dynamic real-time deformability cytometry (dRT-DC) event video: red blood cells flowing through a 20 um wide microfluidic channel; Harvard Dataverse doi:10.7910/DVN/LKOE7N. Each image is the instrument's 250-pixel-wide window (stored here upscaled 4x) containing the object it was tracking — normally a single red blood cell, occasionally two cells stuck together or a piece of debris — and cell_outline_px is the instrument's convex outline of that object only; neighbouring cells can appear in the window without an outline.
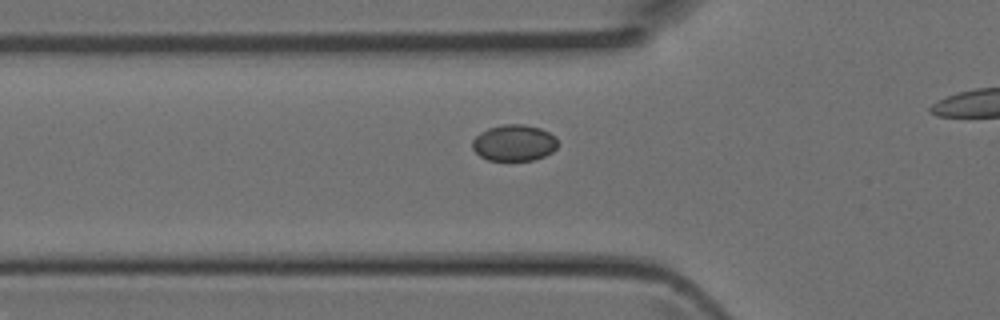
{"species": "Egyptian fruit bat (a non-hibernating species)", "species_latin": "Rousettus aegyptiacus", "temperature_condition": "room temperature", "stored_images_in_passage": 32, "camera_frame_rate_fps": 3000, "um_per_image_px": 0.085, "animal": {"sex": "female"}, "frame": {"image": 1, "passage_image": 11, "time_ms": 3.333, "image_size_px": [1000, 320], "cell_outline_px": [[556, 148], [552, 152], [544, 156], [532, 160], [488, 160], [480, 156], [472, 148], [472, 140], [480, 132], [488, 128], [504, 124], [524, 124], [540, 128], [556, 136]], "centroid_in_image_um": [43.68, 12.13], "position_along_channel_um": 82.1, "area_um2": 18.03}}
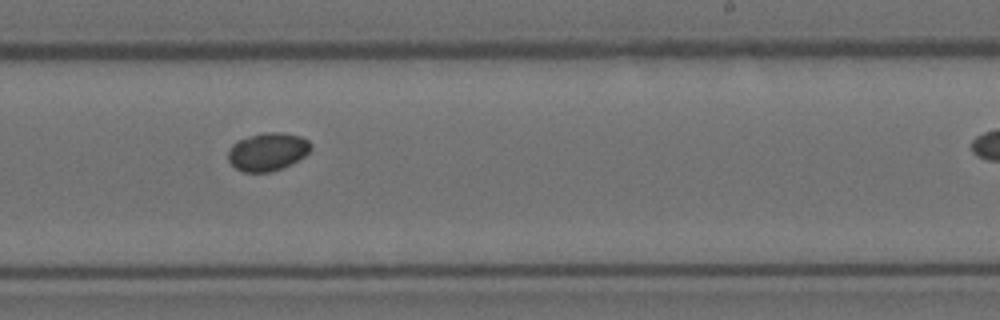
{"frame": {"image": 2, "passage_image": 23, "time_ms": 7.333, "image_size_px": [1000, 320], "cell_outline_px": [[312, 148], [304, 156], [280, 168], [268, 172], [244, 172], [236, 168], [228, 160], [228, 148], [236, 140], [248, 136], [264, 132], [280, 132], [300, 136], [308, 140], [312, 144]], "centroid_in_image_um": [22.71, 12.87], "position_along_channel_um": 266.3, "area_um2": 18.26}}
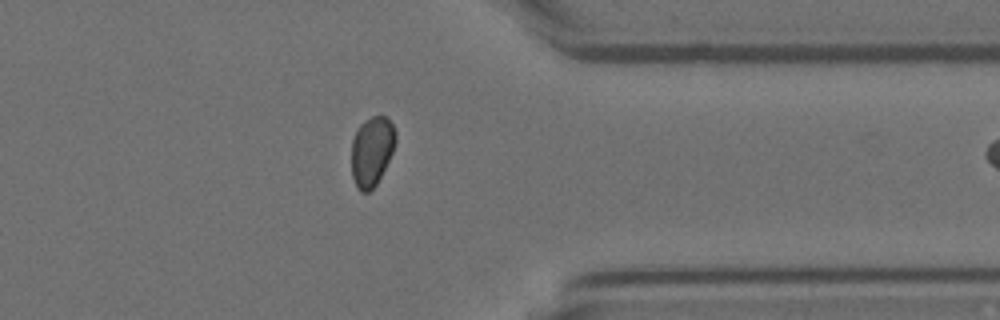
{"frame": {"image": 3, "passage_image": 31, "time_ms": 10.0, "image_size_px": [1000, 320], "cell_outline_px": [[396, 140], [392, 152], [376, 184], [368, 192], [360, 192], [352, 176], [352, 140], [360, 124], [372, 116], [384, 116], [392, 124], [396, 132]], "centroid_in_image_um": [31.6, 12.84], "position_along_channel_um": 379.8, "area_um2": 17.51}}